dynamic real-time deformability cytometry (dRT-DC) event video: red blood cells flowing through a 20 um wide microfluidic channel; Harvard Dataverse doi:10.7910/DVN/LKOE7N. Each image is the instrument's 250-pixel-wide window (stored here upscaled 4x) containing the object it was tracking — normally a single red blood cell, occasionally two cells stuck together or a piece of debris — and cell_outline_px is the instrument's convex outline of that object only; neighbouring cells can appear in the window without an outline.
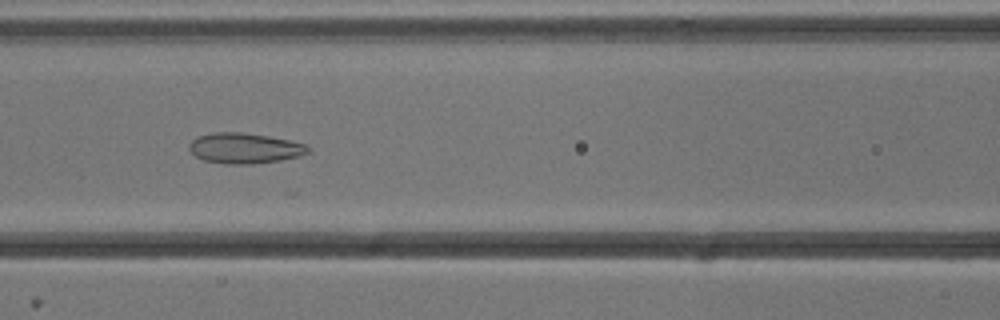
{"species": "common noctule bat (a hibernating species)", "species_latin": "Nyctalus noctula", "temperature_condition": "cold", "stored_images_in_passage": 21, "camera_frame_rate_fps": 3000, "um_per_image_px": 0.085, "animal": {"sex": "male", "body_mass_g": 13.3}, "frame": {"image": 1, "passage_image": 15, "time_ms": 4.667, "image_size_px": [1000, 320], "cell_outline_px": [[312, 148], [308, 152], [300, 156], [280, 160], [252, 164], [228, 164], [204, 160], [196, 156], [188, 148], [188, 144], [196, 136], [212, 132], [240, 132], [268, 136], [308, 144]], "centroid_in_image_um": [20.8, 12.59], "position_along_channel_um": 145.8, "area_um2": 21.21}}
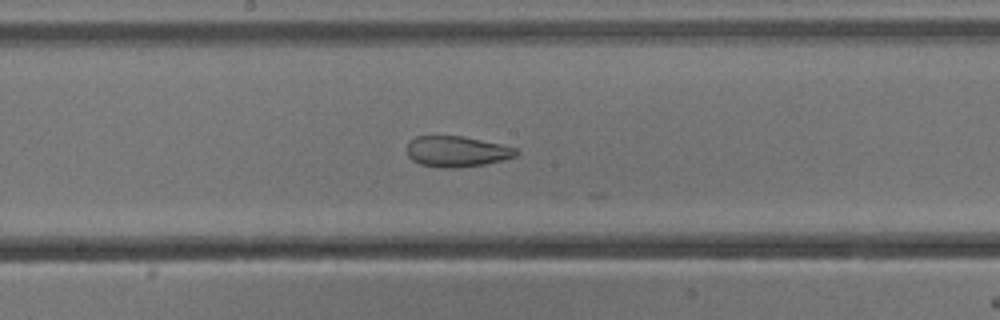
{"frame": {"image": 2, "passage_image": 20, "time_ms": 6.333, "image_size_px": [1000, 320], "cell_outline_px": [[520, 152], [516, 156], [484, 164], [456, 168], [440, 168], [420, 164], [412, 160], [408, 156], [408, 140], [416, 136], [460, 136], [500, 144], [516, 148]], "centroid_in_image_um": [38.79, 12.88], "position_along_channel_um": 209.4, "area_um2": 19.48}}